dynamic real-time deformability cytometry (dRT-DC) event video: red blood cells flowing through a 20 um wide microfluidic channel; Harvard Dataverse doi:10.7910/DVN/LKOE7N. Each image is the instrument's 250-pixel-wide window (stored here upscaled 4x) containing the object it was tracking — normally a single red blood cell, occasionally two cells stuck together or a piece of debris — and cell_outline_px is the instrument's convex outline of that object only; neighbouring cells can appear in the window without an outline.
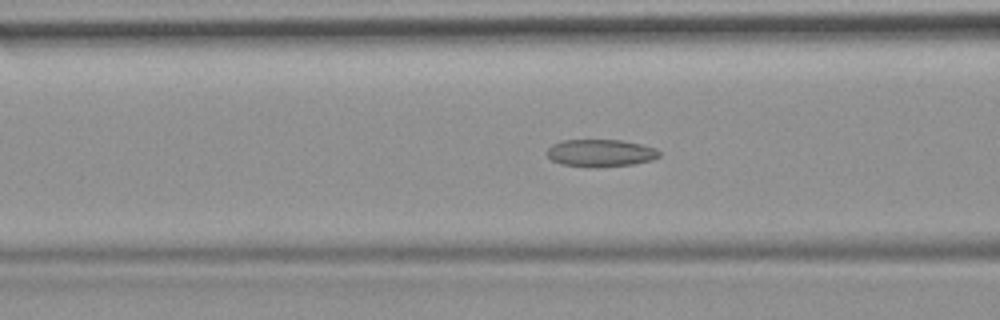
{"species": "common noctule bat (a hibernating species)", "species_latin": "Nyctalus noctula", "temperature_condition": "room temperature", "stored_images_in_passage": 49, "camera_frame_rate_fps": 3000, "um_per_image_px": 0.085, "animal": {"sex": "female", "body_mass_g": 19.9}, "frame": {"image": 1, "passage_image": 15, "time_ms": 4.667, "image_size_px": [1000, 320], "cell_outline_px": [[660, 156], [652, 160], [632, 164], [596, 168], [588, 168], [560, 164], [552, 160], [548, 156], [548, 148], [552, 144], [564, 140], [620, 140], [640, 144], [656, 148], [660, 152]], "centroid_in_image_um": [51.04, 13.02], "position_along_channel_um": 115.6, "area_um2": 18.03}}
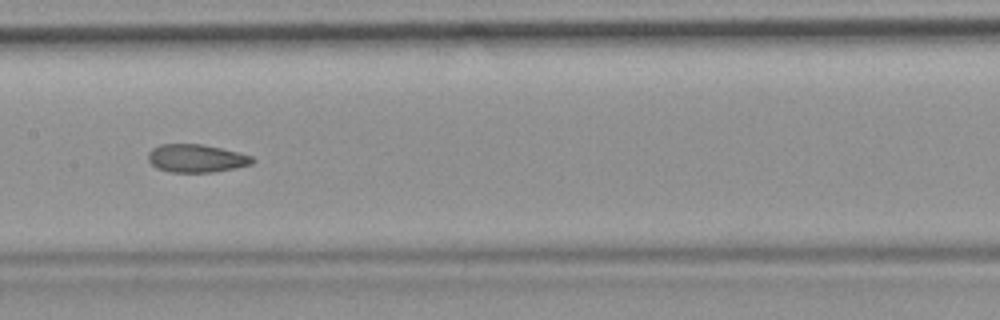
{"frame": {"image": 2, "passage_image": 21, "time_ms": 6.667, "image_size_px": [1000, 320], "cell_outline_px": [[256, 160], [252, 164], [236, 168], [212, 172], [168, 172], [156, 168], [148, 160], [148, 152], [152, 148], [160, 144], [204, 144], [240, 152], [252, 156]], "centroid_in_image_um": [16.7, 13.45], "position_along_channel_um": 190.7, "area_um2": 17.28}}
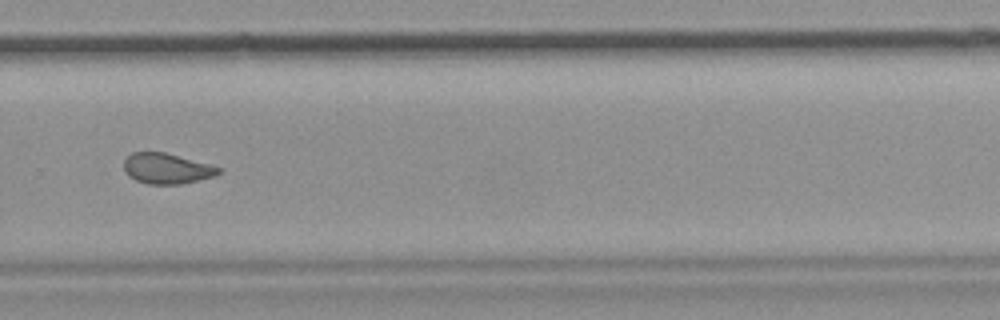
{"frame": {"image": 3, "passage_image": 31, "time_ms": 10.0, "image_size_px": [1000, 320], "cell_outline_px": [[220, 172], [212, 176], [180, 184], [148, 184], [136, 180], [128, 176], [124, 168], [124, 160], [132, 152], [164, 152], [208, 164], [220, 168]], "centroid_in_image_um": [14.11, 14.32], "position_along_channel_um": 315.7, "area_um2": 16.47}, "authors_computed_cell_mechanics": {"area_um2": 18.0336, "velocity_mm_per_s": 3.7636, "shape_relaxation_time_tau1_ms": null, "shape_relaxation_time_tau2_ms": 1.7443, "deformation_change_tau1": null, "deformation_change_tau2": 0.0848}}